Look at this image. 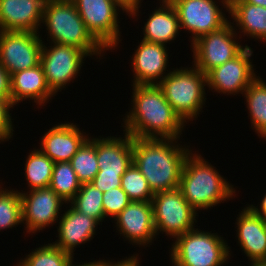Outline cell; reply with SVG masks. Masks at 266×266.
<instances>
[{
    "label": "cell",
    "mask_w": 266,
    "mask_h": 266,
    "mask_svg": "<svg viewBox=\"0 0 266 266\" xmlns=\"http://www.w3.org/2000/svg\"><path fill=\"white\" fill-rule=\"evenodd\" d=\"M53 96L56 95L46 83L41 64L11 74V101L13 105L30 98L29 100L34 99L36 105L44 106Z\"/></svg>",
    "instance_id": "cell-22"
},
{
    "label": "cell",
    "mask_w": 266,
    "mask_h": 266,
    "mask_svg": "<svg viewBox=\"0 0 266 266\" xmlns=\"http://www.w3.org/2000/svg\"><path fill=\"white\" fill-rule=\"evenodd\" d=\"M121 188L126 192L130 201L148 202L154 196L146 178L134 163L122 175Z\"/></svg>",
    "instance_id": "cell-32"
},
{
    "label": "cell",
    "mask_w": 266,
    "mask_h": 266,
    "mask_svg": "<svg viewBox=\"0 0 266 266\" xmlns=\"http://www.w3.org/2000/svg\"><path fill=\"white\" fill-rule=\"evenodd\" d=\"M190 230L176 237L170 248L172 266H223L231 256L230 247L217 233Z\"/></svg>",
    "instance_id": "cell-6"
},
{
    "label": "cell",
    "mask_w": 266,
    "mask_h": 266,
    "mask_svg": "<svg viewBox=\"0 0 266 266\" xmlns=\"http://www.w3.org/2000/svg\"><path fill=\"white\" fill-rule=\"evenodd\" d=\"M116 229L133 245H152L157 236L151 201H131L115 218Z\"/></svg>",
    "instance_id": "cell-15"
},
{
    "label": "cell",
    "mask_w": 266,
    "mask_h": 266,
    "mask_svg": "<svg viewBox=\"0 0 266 266\" xmlns=\"http://www.w3.org/2000/svg\"><path fill=\"white\" fill-rule=\"evenodd\" d=\"M72 266H100V260H98V261L94 260V261L88 262V263L82 262V264L79 263V265L73 263Z\"/></svg>",
    "instance_id": "cell-41"
},
{
    "label": "cell",
    "mask_w": 266,
    "mask_h": 266,
    "mask_svg": "<svg viewBox=\"0 0 266 266\" xmlns=\"http://www.w3.org/2000/svg\"><path fill=\"white\" fill-rule=\"evenodd\" d=\"M215 0H170L175 8L180 31H190L191 42L199 37L217 31L225 26L228 20Z\"/></svg>",
    "instance_id": "cell-12"
},
{
    "label": "cell",
    "mask_w": 266,
    "mask_h": 266,
    "mask_svg": "<svg viewBox=\"0 0 266 266\" xmlns=\"http://www.w3.org/2000/svg\"><path fill=\"white\" fill-rule=\"evenodd\" d=\"M240 33L266 42V7L249 4L244 0H221Z\"/></svg>",
    "instance_id": "cell-23"
},
{
    "label": "cell",
    "mask_w": 266,
    "mask_h": 266,
    "mask_svg": "<svg viewBox=\"0 0 266 266\" xmlns=\"http://www.w3.org/2000/svg\"><path fill=\"white\" fill-rule=\"evenodd\" d=\"M249 4L260 5L266 7V0H244Z\"/></svg>",
    "instance_id": "cell-40"
},
{
    "label": "cell",
    "mask_w": 266,
    "mask_h": 266,
    "mask_svg": "<svg viewBox=\"0 0 266 266\" xmlns=\"http://www.w3.org/2000/svg\"><path fill=\"white\" fill-rule=\"evenodd\" d=\"M264 222H265V226H266V217L263 218Z\"/></svg>",
    "instance_id": "cell-43"
},
{
    "label": "cell",
    "mask_w": 266,
    "mask_h": 266,
    "mask_svg": "<svg viewBox=\"0 0 266 266\" xmlns=\"http://www.w3.org/2000/svg\"><path fill=\"white\" fill-rule=\"evenodd\" d=\"M123 174H110L98 171L94 180L91 182L100 191L107 192L109 189L121 187V177Z\"/></svg>",
    "instance_id": "cell-35"
},
{
    "label": "cell",
    "mask_w": 266,
    "mask_h": 266,
    "mask_svg": "<svg viewBox=\"0 0 266 266\" xmlns=\"http://www.w3.org/2000/svg\"><path fill=\"white\" fill-rule=\"evenodd\" d=\"M15 106L12 104L11 100L0 99V143L3 141H9L13 135V125L12 117L10 113V108Z\"/></svg>",
    "instance_id": "cell-34"
},
{
    "label": "cell",
    "mask_w": 266,
    "mask_h": 266,
    "mask_svg": "<svg viewBox=\"0 0 266 266\" xmlns=\"http://www.w3.org/2000/svg\"><path fill=\"white\" fill-rule=\"evenodd\" d=\"M232 22L221 29L199 37L191 43L194 66L207 75L212 69L236 57L245 47L239 44ZM237 37V38H236Z\"/></svg>",
    "instance_id": "cell-9"
},
{
    "label": "cell",
    "mask_w": 266,
    "mask_h": 266,
    "mask_svg": "<svg viewBox=\"0 0 266 266\" xmlns=\"http://www.w3.org/2000/svg\"><path fill=\"white\" fill-rule=\"evenodd\" d=\"M60 217L57 228L58 240L53 244L72 255H74V248L76 249L77 245L85 244L94 238L97 225H100L97 220L80 213L71 205Z\"/></svg>",
    "instance_id": "cell-19"
},
{
    "label": "cell",
    "mask_w": 266,
    "mask_h": 266,
    "mask_svg": "<svg viewBox=\"0 0 266 266\" xmlns=\"http://www.w3.org/2000/svg\"><path fill=\"white\" fill-rule=\"evenodd\" d=\"M44 43L39 33L30 31H0V64L13 74L40 64Z\"/></svg>",
    "instance_id": "cell-11"
},
{
    "label": "cell",
    "mask_w": 266,
    "mask_h": 266,
    "mask_svg": "<svg viewBox=\"0 0 266 266\" xmlns=\"http://www.w3.org/2000/svg\"><path fill=\"white\" fill-rule=\"evenodd\" d=\"M74 123H60L42 136L40 150L54 163L70 162L78 148L89 137Z\"/></svg>",
    "instance_id": "cell-18"
},
{
    "label": "cell",
    "mask_w": 266,
    "mask_h": 266,
    "mask_svg": "<svg viewBox=\"0 0 266 266\" xmlns=\"http://www.w3.org/2000/svg\"><path fill=\"white\" fill-rule=\"evenodd\" d=\"M248 207L256 214L261 216L262 218L266 217V193L263 196L260 204V208L253 205H248Z\"/></svg>",
    "instance_id": "cell-39"
},
{
    "label": "cell",
    "mask_w": 266,
    "mask_h": 266,
    "mask_svg": "<svg viewBox=\"0 0 266 266\" xmlns=\"http://www.w3.org/2000/svg\"><path fill=\"white\" fill-rule=\"evenodd\" d=\"M137 47L131 62L133 85H158L169 74L166 45L141 40Z\"/></svg>",
    "instance_id": "cell-16"
},
{
    "label": "cell",
    "mask_w": 266,
    "mask_h": 266,
    "mask_svg": "<svg viewBox=\"0 0 266 266\" xmlns=\"http://www.w3.org/2000/svg\"><path fill=\"white\" fill-rule=\"evenodd\" d=\"M156 234L176 238L195 229L197 211L184 199L179 188L154 193L151 200Z\"/></svg>",
    "instance_id": "cell-7"
},
{
    "label": "cell",
    "mask_w": 266,
    "mask_h": 266,
    "mask_svg": "<svg viewBox=\"0 0 266 266\" xmlns=\"http://www.w3.org/2000/svg\"><path fill=\"white\" fill-rule=\"evenodd\" d=\"M80 183L70 162L54 164L49 187L67 204L75 197L80 189Z\"/></svg>",
    "instance_id": "cell-29"
},
{
    "label": "cell",
    "mask_w": 266,
    "mask_h": 266,
    "mask_svg": "<svg viewBox=\"0 0 266 266\" xmlns=\"http://www.w3.org/2000/svg\"><path fill=\"white\" fill-rule=\"evenodd\" d=\"M29 193V194H28ZM22 222L27 233L42 231L58 222L63 201L50 187L20 192ZM59 216V217H58ZM25 222V223H24Z\"/></svg>",
    "instance_id": "cell-14"
},
{
    "label": "cell",
    "mask_w": 266,
    "mask_h": 266,
    "mask_svg": "<svg viewBox=\"0 0 266 266\" xmlns=\"http://www.w3.org/2000/svg\"><path fill=\"white\" fill-rule=\"evenodd\" d=\"M252 129L266 140V82L257 76L243 92Z\"/></svg>",
    "instance_id": "cell-25"
},
{
    "label": "cell",
    "mask_w": 266,
    "mask_h": 266,
    "mask_svg": "<svg viewBox=\"0 0 266 266\" xmlns=\"http://www.w3.org/2000/svg\"><path fill=\"white\" fill-rule=\"evenodd\" d=\"M124 137L106 136L97 138V163L99 171L124 174L133 163V137L126 132Z\"/></svg>",
    "instance_id": "cell-21"
},
{
    "label": "cell",
    "mask_w": 266,
    "mask_h": 266,
    "mask_svg": "<svg viewBox=\"0 0 266 266\" xmlns=\"http://www.w3.org/2000/svg\"><path fill=\"white\" fill-rule=\"evenodd\" d=\"M130 202L126 192L121 187L109 189L103 193L102 199L105 217L110 216V218L115 219Z\"/></svg>",
    "instance_id": "cell-33"
},
{
    "label": "cell",
    "mask_w": 266,
    "mask_h": 266,
    "mask_svg": "<svg viewBox=\"0 0 266 266\" xmlns=\"http://www.w3.org/2000/svg\"><path fill=\"white\" fill-rule=\"evenodd\" d=\"M192 66L174 68L158 84L175 113L186 124L199 116L206 102L207 75Z\"/></svg>",
    "instance_id": "cell-5"
},
{
    "label": "cell",
    "mask_w": 266,
    "mask_h": 266,
    "mask_svg": "<svg viewBox=\"0 0 266 266\" xmlns=\"http://www.w3.org/2000/svg\"><path fill=\"white\" fill-rule=\"evenodd\" d=\"M72 1L92 36L106 50L115 49L121 41L118 14L120 10L127 14L126 9L116 0Z\"/></svg>",
    "instance_id": "cell-8"
},
{
    "label": "cell",
    "mask_w": 266,
    "mask_h": 266,
    "mask_svg": "<svg viewBox=\"0 0 266 266\" xmlns=\"http://www.w3.org/2000/svg\"><path fill=\"white\" fill-rule=\"evenodd\" d=\"M25 162V177L27 187H30L28 189L49 187L55 163L40 149L31 151Z\"/></svg>",
    "instance_id": "cell-26"
},
{
    "label": "cell",
    "mask_w": 266,
    "mask_h": 266,
    "mask_svg": "<svg viewBox=\"0 0 266 266\" xmlns=\"http://www.w3.org/2000/svg\"><path fill=\"white\" fill-rule=\"evenodd\" d=\"M42 23L51 43L80 48L89 57L94 54L102 57L106 50L88 31L72 0H47Z\"/></svg>",
    "instance_id": "cell-4"
},
{
    "label": "cell",
    "mask_w": 266,
    "mask_h": 266,
    "mask_svg": "<svg viewBox=\"0 0 266 266\" xmlns=\"http://www.w3.org/2000/svg\"><path fill=\"white\" fill-rule=\"evenodd\" d=\"M177 141L133 138V163L146 178L153 193L179 188L184 161L192 150L176 144Z\"/></svg>",
    "instance_id": "cell-2"
},
{
    "label": "cell",
    "mask_w": 266,
    "mask_h": 266,
    "mask_svg": "<svg viewBox=\"0 0 266 266\" xmlns=\"http://www.w3.org/2000/svg\"><path fill=\"white\" fill-rule=\"evenodd\" d=\"M250 263L251 266H266V261H255Z\"/></svg>",
    "instance_id": "cell-42"
},
{
    "label": "cell",
    "mask_w": 266,
    "mask_h": 266,
    "mask_svg": "<svg viewBox=\"0 0 266 266\" xmlns=\"http://www.w3.org/2000/svg\"><path fill=\"white\" fill-rule=\"evenodd\" d=\"M0 99L11 100V75L0 64Z\"/></svg>",
    "instance_id": "cell-36"
},
{
    "label": "cell",
    "mask_w": 266,
    "mask_h": 266,
    "mask_svg": "<svg viewBox=\"0 0 266 266\" xmlns=\"http://www.w3.org/2000/svg\"><path fill=\"white\" fill-rule=\"evenodd\" d=\"M16 266H72L74 255L61 250L53 243L36 248Z\"/></svg>",
    "instance_id": "cell-30"
},
{
    "label": "cell",
    "mask_w": 266,
    "mask_h": 266,
    "mask_svg": "<svg viewBox=\"0 0 266 266\" xmlns=\"http://www.w3.org/2000/svg\"><path fill=\"white\" fill-rule=\"evenodd\" d=\"M47 0H0V31L39 33Z\"/></svg>",
    "instance_id": "cell-17"
},
{
    "label": "cell",
    "mask_w": 266,
    "mask_h": 266,
    "mask_svg": "<svg viewBox=\"0 0 266 266\" xmlns=\"http://www.w3.org/2000/svg\"><path fill=\"white\" fill-rule=\"evenodd\" d=\"M237 217L238 243L251 262L266 261V226L248 206Z\"/></svg>",
    "instance_id": "cell-20"
},
{
    "label": "cell",
    "mask_w": 266,
    "mask_h": 266,
    "mask_svg": "<svg viewBox=\"0 0 266 266\" xmlns=\"http://www.w3.org/2000/svg\"><path fill=\"white\" fill-rule=\"evenodd\" d=\"M51 44L48 48L42 43L40 64L48 87L57 94L77 77L84 63V57L89 55L80 48Z\"/></svg>",
    "instance_id": "cell-10"
},
{
    "label": "cell",
    "mask_w": 266,
    "mask_h": 266,
    "mask_svg": "<svg viewBox=\"0 0 266 266\" xmlns=\"http://www.w3.org/2000/svg\"><path fill=\"white\" fill-rule=\"evenodd\" d=\"M1 188L0 184V231L23 223L20 191Z\"/></svg>",
    "instance_id": "cell-31"
},
{
    "label": "cell",
    "mask_w": 266,
    "mask_h": 266,
    "mask_svg": "<svg viewBox=\"0 0 266 266\" xmlns=\"http://www.w3.org/2000/svg\"><path fill=\"white\" fill-rule=\"evenodd\" d=\"M252 54V48L246 45L236 57L212 69L207 74L206 87L227 95L243 94L257 77L250 59Z\"/></svg>",
    "instance_id": "cell-13"
},
{
    "label": "cell",
    "mask_w": 266,
    "mask_h": 266,
    "mask_svg": "<svg viewBox=\"0 0 266 266\" xmlns=\"http://www.w3.org/2000/svg\"><path fill=\"white\" fill-rule=\"evenodd\" d=\"M132 108L124 118V132L133 138L180 139L185 123L158 85H132Z\"/></svg>",
    "instance_id": "cell-1"
},
{
    "label": "cell",
    "mask_w": 266,
    "mask_h": 266,
    "mask_svg": "<svg viewBox=\"0 0 266 266\" xmlns=\"http://www.w3.org/2000/svg\"><path fill=\"white\" fill-rule=\"evenodd\" d=\"M120 5L126 9L129 16H139L137 15L139 13V7L141 6L142 0H116Z\"/></svg>",
    "instance_id": "cell-38"
},
{
    "label": "cell",
    "mask_w": 266,
    "mask_h": 266,
    "mask_svg": "<svg viewBox=\"0 0 266 266\" xmlns=\"http://www.w3.org/2000/svg\"><path fill=\"white\" fill-rule=\"evenodd\" d=\"M70 163L81 184L91 183L99 171L97 137H88L71 158Z\"/></svg>",
    "instance_id": "cell-27"
},
{
    "label": "cell",
    "mask_w": 266,
    "mask_h": 266,
    "mask_svg": "<svg viewBox=\"0 0 266 266\" xmlns=\"http://www.w3.org/2000/svg\"><path fill=\"white\" fill-rule=\"evenodd\" d=\"M139 258L138 255L136 256H129L128 258H124L121 261H117L116 263L111 260H100V266H139Z\"/></svg>",
    "instance_id": "cell-37"
},
{
    "label": "cell",
    "mask_w": 266,
    "mask_h": 266,
    "mask_svg": "<svg viewBox=\"0 0 266 266\" xmlns=\"http://www.w3.org/2000/svg\"><path fill=\"white\" fill-rule=\"evenodd\" d=\"M160 7L152 11L143 27L142 40L167 45L179 34L178 15L170 1L160 2Z\"/></svg>",
    "instance_id": "cell-24"
},
{
    "label": "cell",
    "mask_w": 266,
    "mask_h": 266,
    "mask_svg": "<svg viewBox=\"0 0 266 266\" xmlns=\"http://www.w3.org/2000/svg\"><path fill=\"white\" fill-rule=\"evenodd\" d=\"M103 192L93 183H83L75 197L68 203L74 209L89 216L99 223L106 218L103 211Z\"/></svg>",
    "instance_id": "cell-28"
},
{
    "label": "cell",
    "mask_w": 266,
    "mask_h": 266,
    "mask_svg": "<svg viewBox=\"0 0 266 266\" xmlns=\"http://www.w3.org/2000/svg\"><path fill=\"white\" fill-rule=\"evenodd\" d=\"M187 156L181 172L179 189L195 210H208L235 197V188L198 153Z\"/></svg>",
    "instance_id": "cell-3"
}]
</instances>
